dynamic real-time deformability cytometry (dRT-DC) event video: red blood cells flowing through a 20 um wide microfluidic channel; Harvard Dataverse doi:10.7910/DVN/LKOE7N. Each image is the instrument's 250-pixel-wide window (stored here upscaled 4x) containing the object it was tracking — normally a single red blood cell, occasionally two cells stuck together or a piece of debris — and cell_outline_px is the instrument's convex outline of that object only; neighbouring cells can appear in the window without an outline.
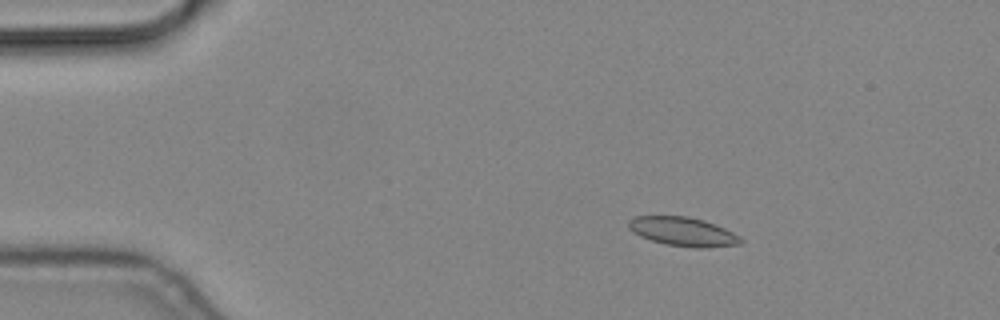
{"species": "common noctule bat (a hibernating species)", "species_latin": "Nyctalus noctula", "temperature_condition": "cold", "stored_images_in_passage": 39, "camera_frame_rate_fps": 3000, "um_per_image_px": 0.085, "animal": {"sex": "male", "body_mass_g": 19.2, "forearm_length_mm": 51.8}, "frame": {"image": 1, "passage_image": 10, "time_ms": 3.0, "image_size_px": [1000, 320], "cell_outline_px": [[744, 240], [740, 244], [704, 248], [692, 248], [664, 244], [640, 236], [628, 228], [628, 220], [632, 216], [688, 216], [704, 220], [716, 224], [740, 236]], "centroid_in_image_um": [58.05, 19.68], "position_along_channel_um": 26.9, "area_um2": 19.07}}
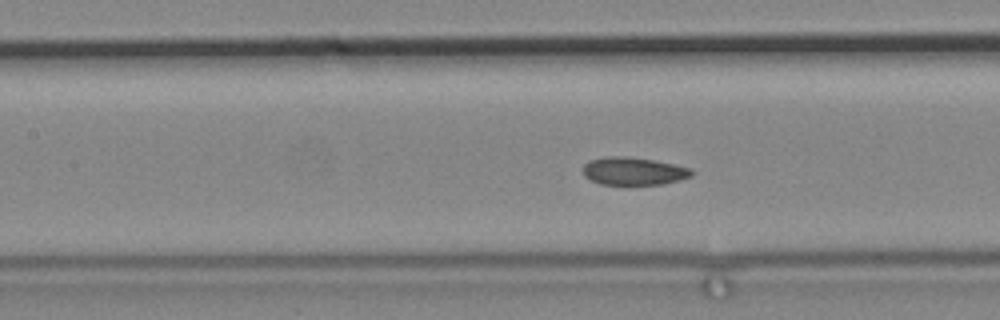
{"frame": {"image": 2, "passage_image": 26, "time_ms": 8.333, "image_size_px": [1000, 320], "cell_outline_px": [[692, 176], [680, 180], [664, 184], [600, 184], [584, 176], [584, 164], [588, 160], [608, 156], [624, 156], [656, 160], [692, 168]], "centroid_in_image_um": [53.87, 14.54], "position_along_channel_um": 153.5, "area_um2": 17.63}}
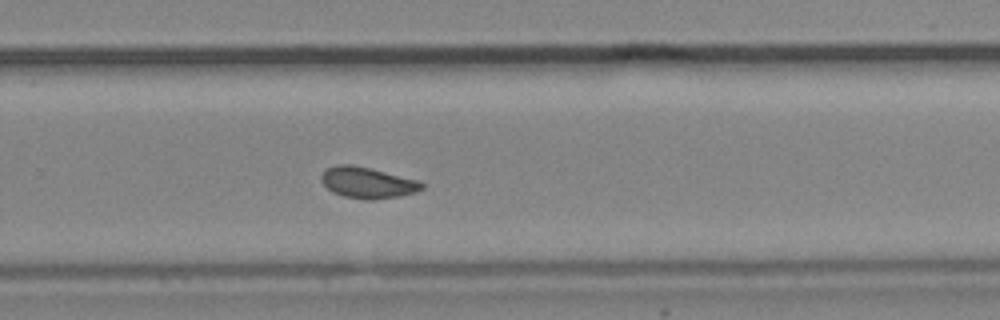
{"frame": {"image": 3, "passage_image": 38, "time_ms": 12.333, "image_size_px": [1000, 320], "cell_outline_px": [[424, 188], [416, 192], [400, 196], [372, 200], [364, 200], [344, 196], [332, 192], [320, 180], [320, 176], [324, 168], [336, 164], [352, 164], [420, 180], [424, 184]], "centroid_in_image_um": [31.22, 15.52], "position_along_channel_um": 298.6, "area_um2": 18.5}}